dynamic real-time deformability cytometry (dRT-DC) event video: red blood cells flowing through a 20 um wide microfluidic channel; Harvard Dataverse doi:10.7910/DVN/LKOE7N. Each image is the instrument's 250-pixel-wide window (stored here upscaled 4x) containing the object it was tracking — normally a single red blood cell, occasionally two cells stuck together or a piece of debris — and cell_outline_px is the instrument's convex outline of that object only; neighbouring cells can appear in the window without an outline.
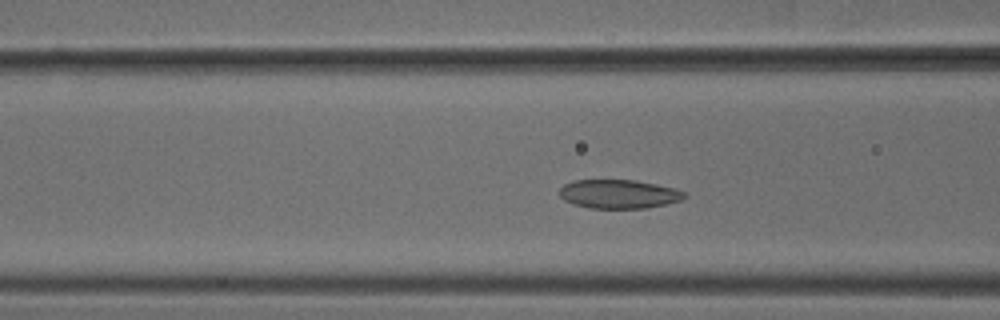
{"species": "common noctule bat (a hibernating species)", "species_latin": "Nyctalus noctula", "temperature_condition": "cold", "stored_images_in_passage": 47, "camera_frame_rate_fps": 3000, "um_per_image_px": 0.085, "animal": {"sex": "male", "body_mass_g": 18.8}, "frame": {"image": 1, "passage_image": 15, "time_ms": 4.667, "image_size_px": [1000, 320], "cell_outline_px": [[688, 196], [680, 200], [648, 208], [588, 208], [572, 204], [564, 200], [560, 196], [560, 188], [564, 184], [572, 180], [636, 180], [676, 188], [688, 192]], "centroid_in_image_um": [52.61, 16.49], "position_along_channel_um": 114.0, "area_um2": 21.21}}
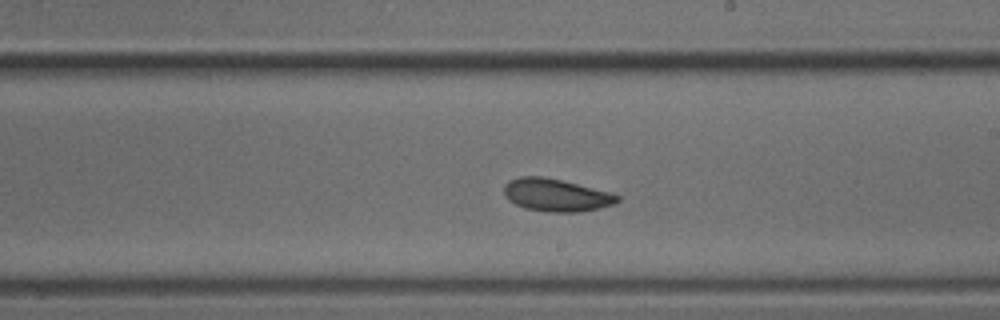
{"frame": {"image": 2, "passage_image": 25, "time_ms": 8.0, "image_size_px": [1000, 320], "cell_outline_px": [[620, 200], [612, 204], [600, 208], [580, 212], [548, 212], [524, 208], [508, 200], [504, 196], [504, 184], [508, 180], [520, 176], [544, 176], [608, 192], [620, 196]], "centroid_in_image_um": [47.21, 16.58], "position_along_channel_um": 241.8, "area_um2": 21.5}}
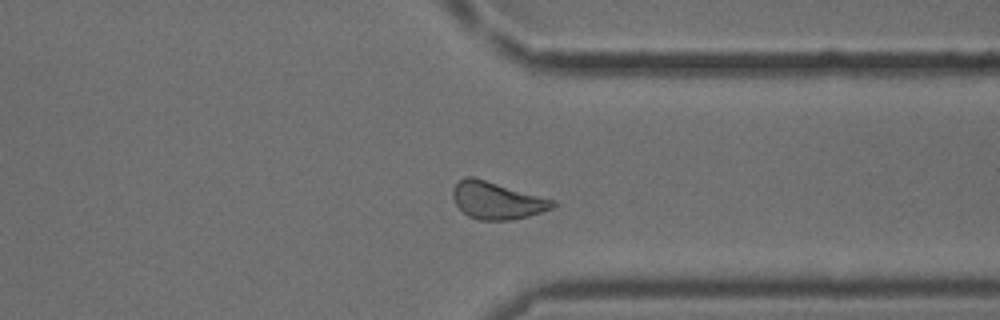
{"frame": {"image": 3, "passage_image": 35, "time_ms": 11.333, "image_size_px": [1000, 320], "cell_outline_px": [[556, 204], [552, 208], [528, 216], [508, 220], [480, 220], [468, 216], [456, 204], [452, 196], [452, 188], [464, 176], [472, 176], [556, 200]], "centroid_in_image_um": [42.23, 17.03], "position_along_channel_um": 369.2, "area_um2": 21.56}, "authors_computed_cell_mechanics": {"area_um2": 21.5016, "velocity_mm_per_s": 3.8306, "shape_relaxation_time_tau1_ms": 3.2428, "shape_relaxation_time_tau2_ms": 2.2604, "deformation_change_tau1": 0.0851, "deformation_change_tau2": 0.0693}}